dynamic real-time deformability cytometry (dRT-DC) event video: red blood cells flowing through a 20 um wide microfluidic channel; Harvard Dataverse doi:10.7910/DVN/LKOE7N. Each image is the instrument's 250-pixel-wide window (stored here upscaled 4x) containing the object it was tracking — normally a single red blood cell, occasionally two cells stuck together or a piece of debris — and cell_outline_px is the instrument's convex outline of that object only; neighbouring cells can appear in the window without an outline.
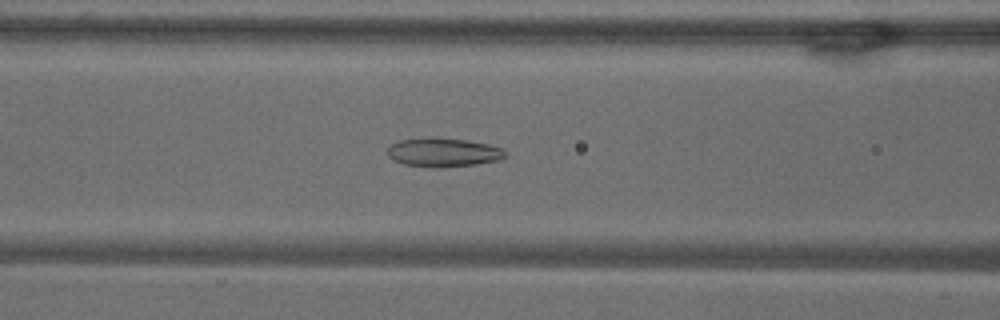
{"species": "common noctule bat (a hibernating species)", "species_latin": "Nyctalus noctula", "temperature_condition": "warm", "stored_images_in_passage": 54, "camera_frame_rate_fps": 3000, "um_per_image_px": 0.085, "animal": {"sex": "male", "body_mass_g": 18.8}, "frame": {"image": 1, "passage_image": 22, "time_ms": 7.0, "image_size_px": [1000, 320], "cell_outline_px": [[508, 156], [500, 160], [476, 164], [440, 168], [404, 164], [388, 156], [388, 148], [396, 140], [428, 136], [432, 136], [464, 140], [488, 144], [504, 148], [508, 152]], "centroid_in_image_um": [37.72, 12.93], "position_along_channel_um": 128.9, "area_um2": 20.17}}
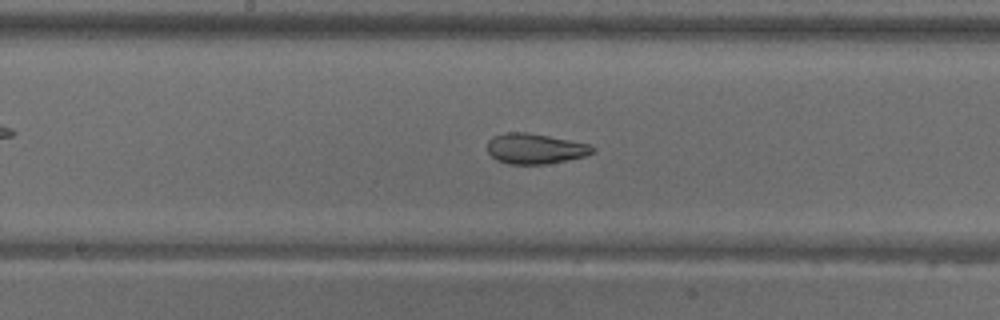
{"frame": {"image": 2, "passage_image": 28, "time_ms": 9.0, "image_size_px": [1000, 320], "cell_outline_px": [[596, 152], [584, 156], [568, 160], [548, 164], [508, 164], [496, 160], [488, 152], [488, 140], [492, 136], [504, 132], [528, 132], [592, 144], [596, 148]], "centroid_in_image_um": [45.51, 12.63], "position_along_channel_um": 202.7, "area_um2": 18.96}}
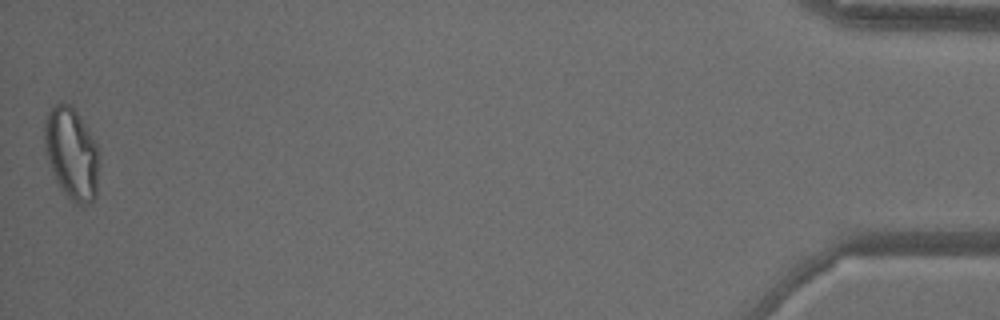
{"frame": {"image": 3, "passage_image": 54, "time_ms": 17.667, "image_size_px": [1000, 320], "cell_outline_px": [[100, 164], [96, 196], [88, 204], [80, 208], [68, 200], [60, 188], [48, 164], [44, 152], [44, 120], [48, 112], [60, 100], [72, 104], [96, 144], [100, 152]], "centroid_in_image_um": [6.08, 13.09], "position_along_channel_um": 429.1, "area_um2": 30.23}, "authors_computed_cell_mechanics": {"area_um2": 23.698, "velocity_mm_per_s": 3.6846, "shape_relaxation_time_tau1_ms": null, "shape_relaxation_time_tau2_ms": 1.587, "deformation_change_tau1": null, "deformation_change_tau2": 0.0846}}